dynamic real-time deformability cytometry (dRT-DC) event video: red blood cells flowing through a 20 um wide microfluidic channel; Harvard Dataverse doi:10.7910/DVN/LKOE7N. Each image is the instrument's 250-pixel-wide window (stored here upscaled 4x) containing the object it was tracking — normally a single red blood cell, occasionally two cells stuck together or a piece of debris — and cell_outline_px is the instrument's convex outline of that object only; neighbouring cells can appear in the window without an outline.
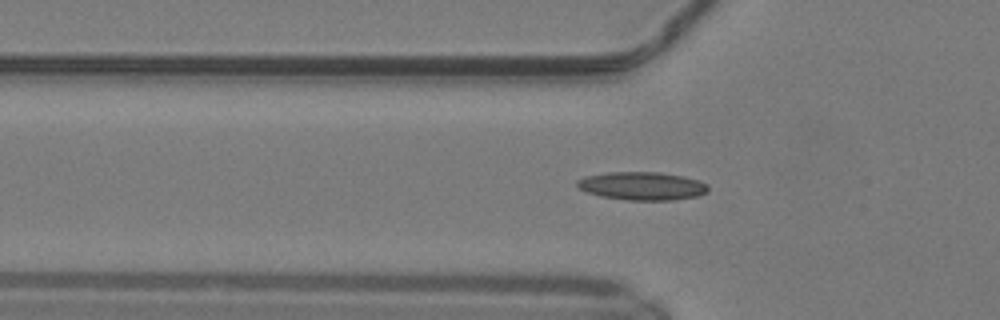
{"species": "common noctule bat (a hibernating species)", "species_latin": "Nyctalus noctula", "temperature_condition": "warm", "stored_images_in_passage": 36, "camera_frame_rate_fps": 3000, "um_per_image_px": 0.085, "animal": {"sex": "male", "body_mass_g": 19.2, "forearm_length_mm": 51.8}, "frame": {"image": 1, "passage_image": 5, "time_ms": 1.333, "image_size_px": [1000, 320], "cell_outline_px": [[708, 192], [696, 196], [672, 200], [624, 200], [600, 196], [588, 192], [580, 188], [576, 184], [576, 180], [584, 176], [608, 172], [660, 172], [684, 176], [700, 180], [708, 184]], "centroid_in_image_um": [54.59, 15.8], "position_along_channel_um": 71.2, "area_um2": 21.68}}
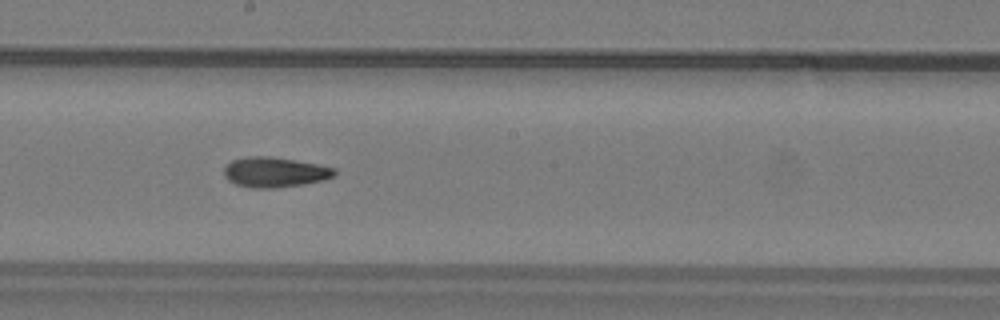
{"frame": {"image": 2, "passage_image": 16, "time_ms": 5.0, "image_size_px": [1000, 320], "cell_outline_px": [[336, 176], [324, 180], [304, 184], [276, 188], [252, 188], [236, 184], [228, 180], [224, 176], [224, 168], [232, 160], [248, 156], [268, 156], [316, 164], [336, 168]], "centroid_in_image_um": [23.36, 14.64], "position_along_channel_um": 224.8, "area_um2": 19.36}}
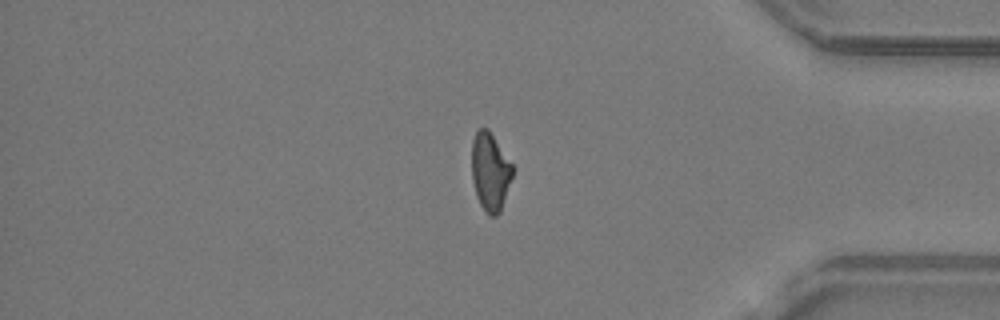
{"frame": {"image": 3, "passage_image": 30, "time_ms": 9.667, "image_size_px": [1000, 320], "cell_outline_px": [[512, 176], [500, 212], [496, 216], [488, 216], [484, 212], [476, 196], [472, 180], [472, 140], [476, 132], [480, 128], [488, 128], [512, 164]], "centroid_in_image_um": [41.64, 14.61], "position_along_channel_um": 393.6, "area_um2": 18.5}}